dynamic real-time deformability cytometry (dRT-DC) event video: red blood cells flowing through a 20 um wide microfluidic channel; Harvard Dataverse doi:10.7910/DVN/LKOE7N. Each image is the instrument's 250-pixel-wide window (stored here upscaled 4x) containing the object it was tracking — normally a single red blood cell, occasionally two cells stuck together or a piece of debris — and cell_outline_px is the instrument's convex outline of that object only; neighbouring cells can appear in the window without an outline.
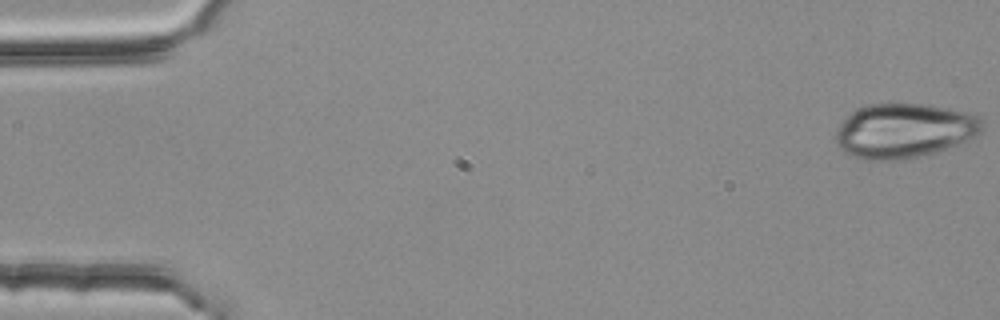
{"species": "common noctule bat (a hibernating species)", "species_latin": "Nyctalus noctula", "temperature_condition": "room temperature", "stored_images_in_passage": 50, "camera_frame_rate_fps": 3000, "um_per_image_px": 0.085, "animal": {"sex": "female", "body_mass_g": 25.1}, "frame": {"image": 1, "passage_image": 1, "time_ms": 0.0, "image_size_px": [1000, 320], "cell_outline_px": [[984, 132], [956, 144], [932, 152], [900, 160], [864, 160], [852, 156], [844, 152], [836, 144], [836, 132], [840, 124], [852, 112], [864, 104], [924, 104], [948, 108], [968, 112], [976, 116], [980, 120], [984, 128]], "centroid_in_image_um": [76.82, 11.1], "position_along_channel_um": 8.2, "area_um2": 46.18}}
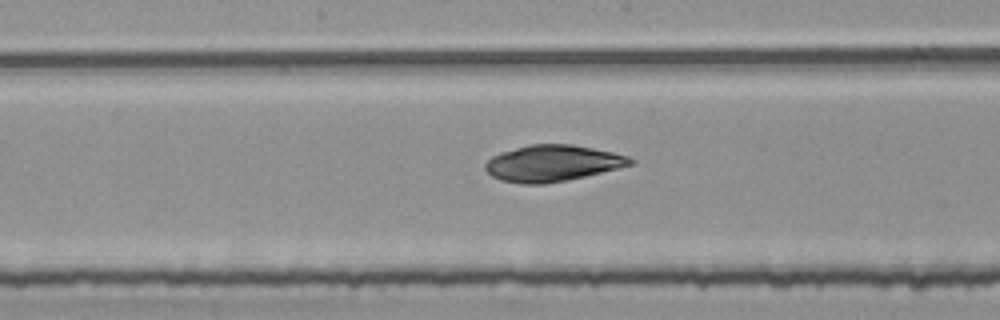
{"frame": {"image": 2, "passage_image": 28, "time_ms": 9.0, "image_size_px": [1000, 320], "cell_outline_px": [[636, 160], [632, 164], [568, 180], [544, 184], [520, 184], [500, 180], [492, 176], [484, 168], [484, 164], [492, 156], [500, 152], [528, 144], [572, 144], [612, 152], [628, 156]], "centroid_in_image_um": [46.91, 13.87], "position_along_channel_um": 201.3, "area_um2": 30.63}}
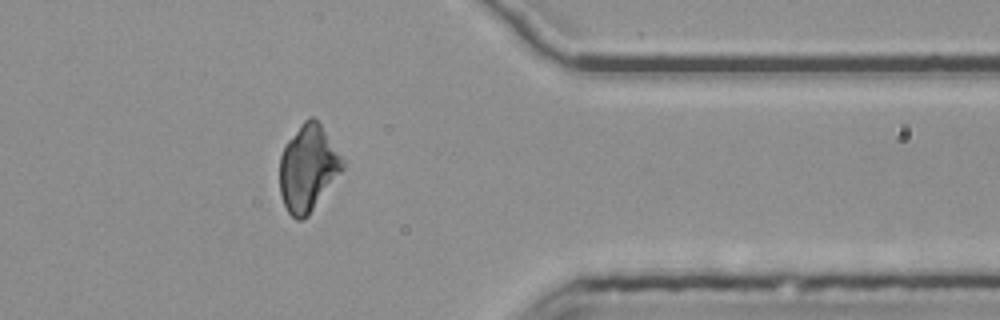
{"frame": {"image": 3, "passage_image": 44, "time_ms": 14.333, "image_size_px": [1000, 320], "cell_outline_px": [[344, 168], [308, 216], [304, 220], [296, 220], [288, 212], [284, 204], [280, 192], [280, 156], [284, 144], [300, 124], [308, 116], [312, 116], [320, 124], [344, 160]], "centroid_in_image_um": [26.16, 14.29], "position_along_channel_um": 385.2, "area_um2": 31.5}}